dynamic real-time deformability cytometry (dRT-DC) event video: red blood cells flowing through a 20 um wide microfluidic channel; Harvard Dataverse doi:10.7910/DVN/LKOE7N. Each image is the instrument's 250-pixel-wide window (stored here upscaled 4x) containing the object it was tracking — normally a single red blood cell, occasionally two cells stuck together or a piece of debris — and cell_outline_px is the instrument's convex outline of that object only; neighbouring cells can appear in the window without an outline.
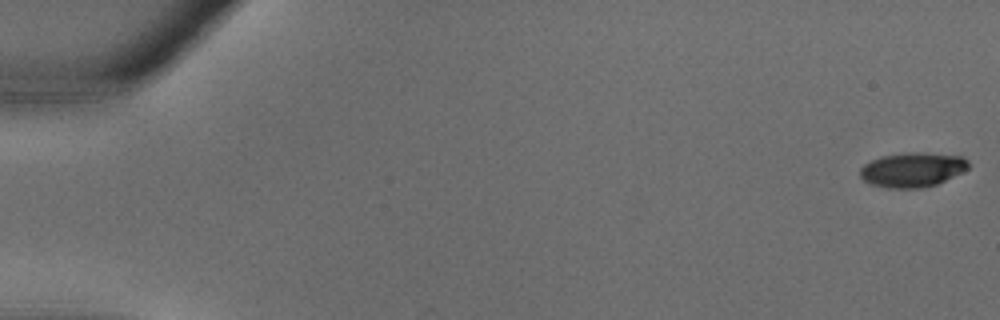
{"species": "common noctule bat (a hibernating species)", "species_latin": "Nyctalus noctula", "temperature_condition": "warm", "stored_images_in_passage": 10, "camera_frame_rate_fps": 3000, "um_per_image_px": 0.085, "animal": {"sex": "male", "body_mass_g": 18.8}, "frame": {"image": 1, "passage_image": 1, "time_ms": 0.0, "image_size_px": [1000, 320], "cell_outline_px": [[968, 168], [936, 184], [920, 188], [888, 188], [872, 184], [864, 180], [860, 176], [860, 168], [864, 164], [880, 156], [904, 152], [924, 152], [964, 156], [968, 160]], "centroid_in_image_um": [77.54, 14.4], "position_along_channel_um": 7.5, "area_um2": 21.79}}
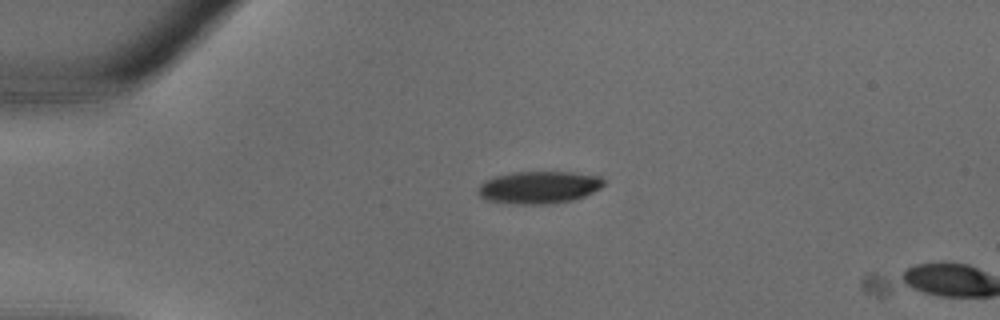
{"frame": {"image": 2, "passage_image": 9, "time_ms": 2.667, "image_size_px": [1000, 320], "cell_outline_px": [[604, 184], [600, 188], [584, 196], [572, 200], [552, 204], [512, 204], [488, 200], [480, 196], [476, 192], [476, 188], [484, 180], [492, 176], [512, 172], [572, 172], [600, 176], [604, 180]], "centroid_in_image_um": [45.76, 15.92], "position_along_channel_um": 39.2, "area_um2": 23.99}}